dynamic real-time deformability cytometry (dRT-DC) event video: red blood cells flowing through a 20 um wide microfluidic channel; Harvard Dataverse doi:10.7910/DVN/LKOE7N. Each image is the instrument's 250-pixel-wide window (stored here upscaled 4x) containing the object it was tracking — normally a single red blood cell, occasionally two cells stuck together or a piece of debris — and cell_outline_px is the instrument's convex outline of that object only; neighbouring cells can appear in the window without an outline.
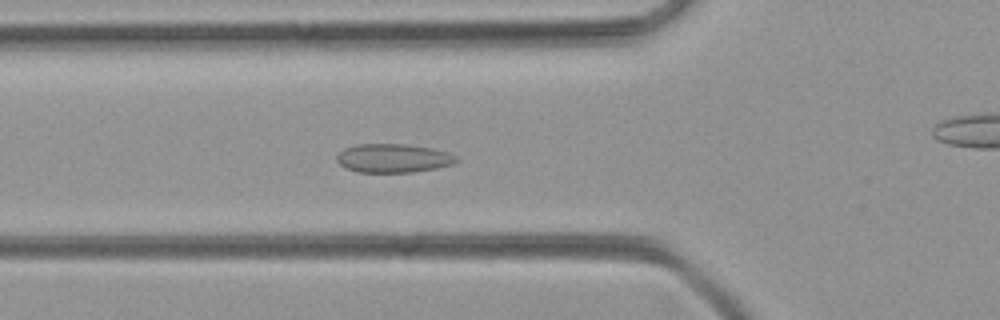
{"species": "common noctule bat (a hibernating species)", "species_latin": "Nyctalus noctula", "temperature_condition": "room temperature", "stored_images_in_passage": 44, "camera_frame_rate_fps": 3000, "um_per_image_px": 0.085, "animal": {"sex": "female", "body_mass_g": 21.9}, "frame": {"image": 1, "passage_image": 18, "time_ms": 5.667, "image_size_px": [1000, 320], "cell_outline_px": [[460, 160], [452, 164], [436, 168], [412, 172], [356, 172], [344, 168], [336, 160], [336, 156], [344, 148], [356, 144], [404, 144], [432, 148], [456, 156]], "centroid_in_image_um": [33.38, 13.45], "position_along_channel_um": 92.4, "area_um2": 20.0}}
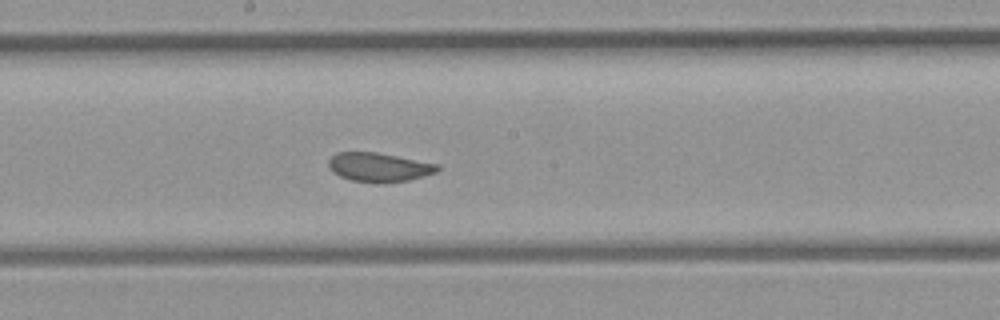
{"frame": {"image": 2, "passage_image": 27, "time_ms": 8.667, "image_size_px": [1000, 320], "cell_outline_px": [[440, 168], [436, 172], [424, 176], [408, 180], [376, 184], [352, 180], [340, 176], [332, 172], [328, 168], [328, 160], [336, 152], [376, 152], [440, 164]], "centroid_in_image_um": [32.2, 14.22], "position_along_channel_um": 216.0, "area_um2": 18.61}}
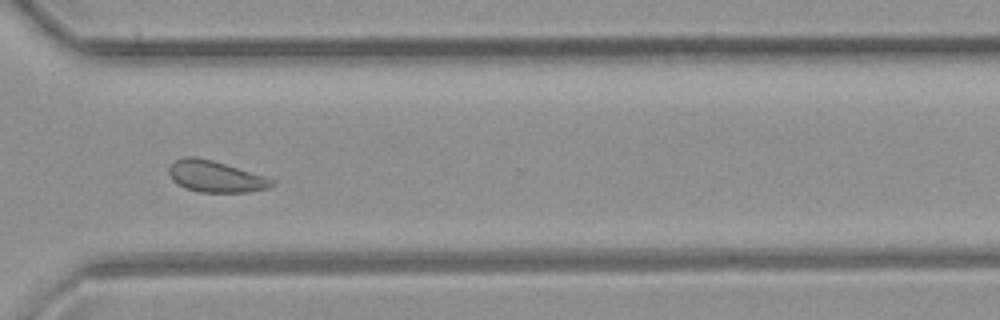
{"frame": {"image": 3, "passage_image": 37, "time_ms": 12.0, "image_size_px": [1000, 320], "cell_outline_px": [[276, 180], [268, 188], [248, 192], [200, 192], [184, 188], [172, 180], [168, 172], [168, 168], [176, 160], [184, 156], [196, 156], [212, 160], [264, 176]], "centroid_in_image_um": [18.28, 15.0], "position_along_channel_um": 352.3, "area_um2": 18.73}}